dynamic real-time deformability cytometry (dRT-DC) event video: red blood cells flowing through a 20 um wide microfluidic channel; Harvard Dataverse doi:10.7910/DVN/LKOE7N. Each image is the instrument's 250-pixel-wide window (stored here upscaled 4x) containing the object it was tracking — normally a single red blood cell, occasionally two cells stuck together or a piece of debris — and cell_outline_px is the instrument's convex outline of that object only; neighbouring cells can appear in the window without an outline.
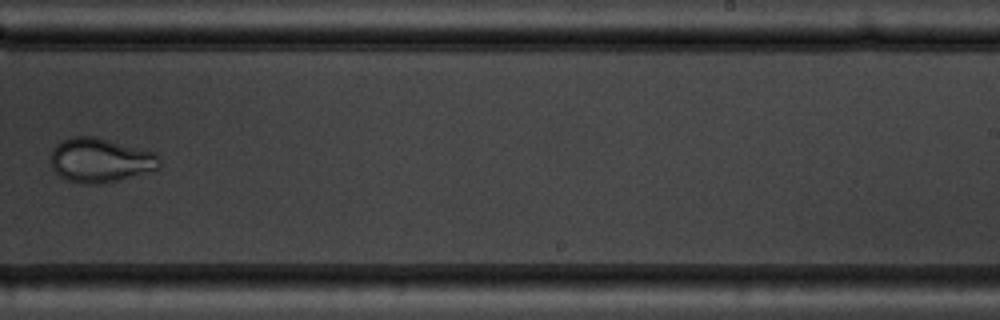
{"species": "common noctule bat (a hibernating species)", "species_latin": "Nyctalus noctula", "temperature_condition": "warm", "stored_images_in_passage": 10, "camera_frame_rate_fps": 3000, "um_per_image_px": 0.085, "animal": {"sex": "male", "body_mass_g": 19.5, "forearm_length_mm": 54.6}, "frame": {"image": 1, "passage_image": 9, "time_ms": 10.0, "image_size_px": [1000, 320], "cell_outline_px": [[160, 168], [104, 184], [88, 184], [64, 180], [52, 168], [52, 148], [60, 140], [72, 136], [96, 136], [156, 152], [160, 156]], "centroid_in_image_um": [8.53, 13.6], "position_along_channel_um": 280.5, "area_um2": 28.38}}